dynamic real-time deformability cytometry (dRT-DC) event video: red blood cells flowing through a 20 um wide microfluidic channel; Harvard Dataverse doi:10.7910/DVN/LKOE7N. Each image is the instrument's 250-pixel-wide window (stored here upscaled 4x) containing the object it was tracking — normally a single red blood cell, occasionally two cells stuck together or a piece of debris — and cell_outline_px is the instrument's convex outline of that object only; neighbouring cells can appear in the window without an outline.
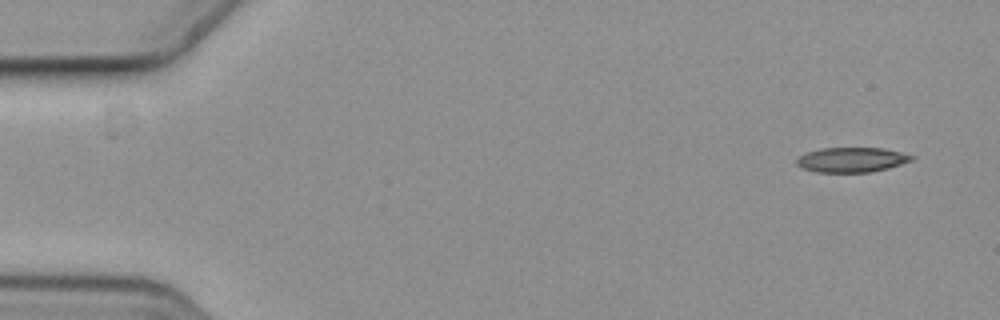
{"species": "common noctule bat (a hibernating species)", "species_latin": "Nyctalus noctula", "temperature_condition": "cold", "stored_images_in_passage": 5, "camera_frame_rate_fps": 3000, "um_per_image_px": 0.085, "animal": {"sex": "female", "body_mass_g": 19.3, "forearm_length_mm": 54.1}, "frame": {"image": 1, "passage_image": 1, "time_ms": 0.0, "image_size_px": [1000, 320], "cell_outline_px": [[916, 156], [912, 160], [888, 168], [868, 172], [816, 172], [804, 168], [796, 164], [796, 160], [804, 152], [820, 148], [884, 148]], "centroid_in_image_um": [72.37, 13.57], "position_along_channel_um": 12.6, "area_um2": 16.59}}
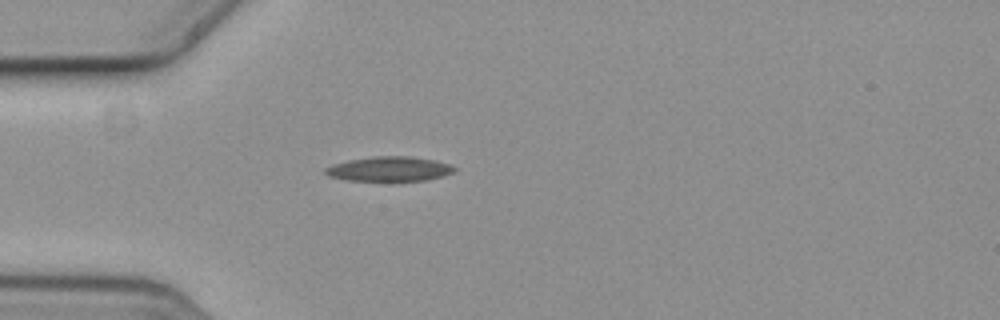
{"frame": {"image": 2, "passage_image": 4, "time_ms": 1.0, "image_size_px": [1000, 320], "cell_outline_px": [[456, 168], [452, 172], [428, 180], [348, 180], [328, 176], [324, 172], [324, 168], [332, 164], [348, 160], [372, 156], [408, 156], [436, 160], [448, 164]], "centroid_in_image_um": [33.04, 14.34], "position_along_channel_um": 52.0, "area_um2": 18.32}}